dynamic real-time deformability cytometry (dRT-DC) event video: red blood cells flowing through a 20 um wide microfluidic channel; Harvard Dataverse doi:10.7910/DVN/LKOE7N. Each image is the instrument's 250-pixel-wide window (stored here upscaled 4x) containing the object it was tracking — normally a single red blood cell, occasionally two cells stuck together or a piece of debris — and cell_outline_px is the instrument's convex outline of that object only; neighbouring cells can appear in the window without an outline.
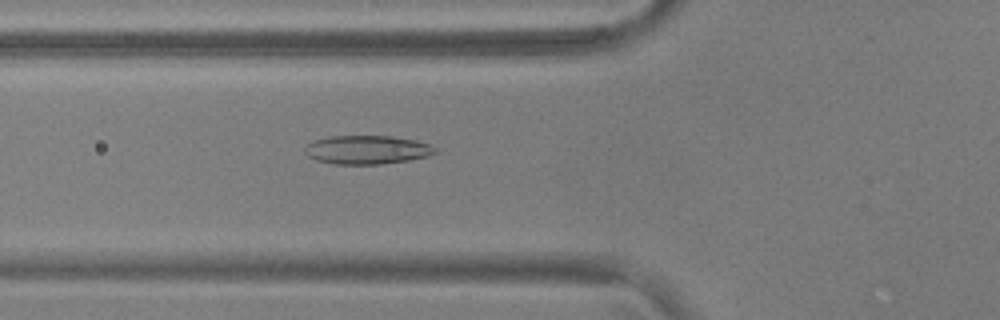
{"species": "common noctule bat (a hibernating species)", "species_latin": "Nyctalus noctula", "temperature_condition": "warm", "stored_images_in_passage": 54, "camera_frame_rate_fps": 3000, "um_per_image_px": 0.085, "animal": {"sex": "male", "body_mass_g": 17.9, "forearm_length_mm": 54.2}, "frame": {"image": 1, "passage_image": 20, "time_ms": 6.333, "image_size_px": [1000, 320], "cell_outline_px": [[436, 152], [428, 156], [408, 160], [380, 164], [332, 164], [316, 160], [308, 156], [304, 152], [304, 148], [312, 140], [332, 136], [392, 136], [416, 140], [432, 144], [436, 148]], "centroid_in_image_um": [31.19, 12.73], "position_along_channel_um": 94.6, "area_um2": 21.91}}
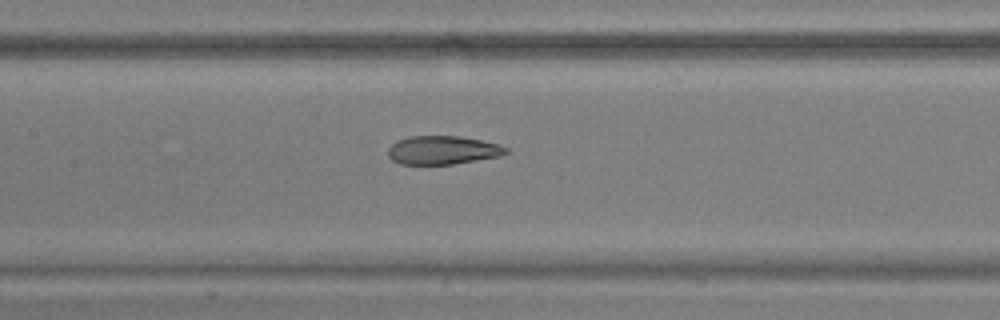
{"frame": {"image": 2, "passage_image": 26, "time_ms": 8.333, "image_size_px": [1000, 320], "cell_outline_px": [[508, 152], [500, 156], [452, 164], [400, 164], [392, 160], [388, 156], [388, 148], [396, 140], [408, 136], [460, 136], [480, 140], [496, 144], [508, 148]], "centroid_in_image_um": [37.58, 12.76], "position_along_channel_um": 169.8, "area_um2": 19.54}}
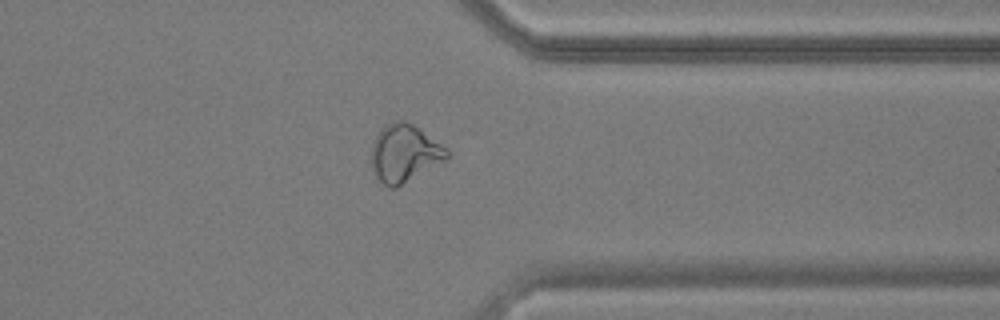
{"frame": {"image": 3, "passage_image": 43, "time_ms": 14.0, "image_size_px": [1000, 320], "cell_outline_px": [[448, 156], [444, 160], [396, 188], [388, 188], [376, 176], [372, 168], [372, 144], [380, 128], [384, 124], [392, 120], [404, 120], [420, 128], [448, 148]], "centroid_in_image_um": [34.36, 12.99], "position_along_channel_um": 377.0, "area_um2": 25.32}, "authors_computed_cell_mechanics": {"area_um2": 22.9755, "velocity_mm_per_s": 3.7204, "shape_relaxation_time_tau1_ms": null, "shape_relaxation_time_tau2_ms": 1.5384, "deformation_change_tau1": null, "deformation_change_tau2": 0.0773}}